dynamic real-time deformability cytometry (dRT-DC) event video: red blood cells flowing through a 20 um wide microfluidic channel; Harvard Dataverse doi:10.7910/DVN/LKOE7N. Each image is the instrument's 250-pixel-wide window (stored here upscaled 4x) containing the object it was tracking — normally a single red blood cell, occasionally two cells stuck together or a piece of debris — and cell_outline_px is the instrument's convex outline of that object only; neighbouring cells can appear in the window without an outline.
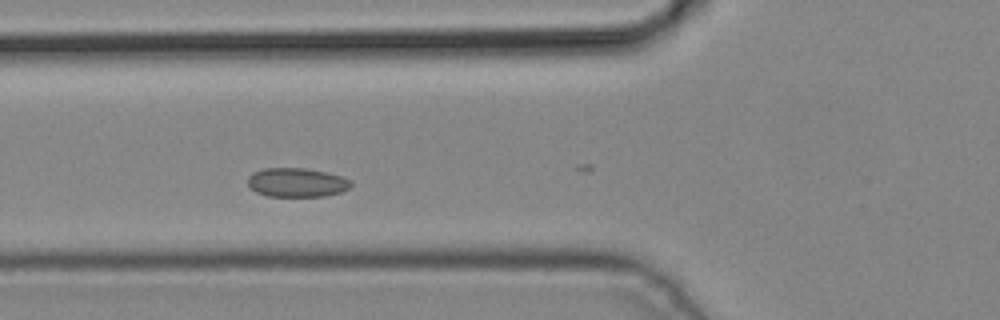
{"species": "common noctule bat (a hibernating species)", "species_latin": "Nyctalus noctula", "temperature_condition": "cold", "stored_images_in_passage": 3, "camera_frame_rate_fps": 3000, "um_per_image_px": 0.085, "animal": {"sex": "male", "body_mass_g": 19.2, "forearm_length_mm": 51.8}, "frame": {"image": 1, "passage_image": 3, "time_ms": 0.667, "image_size_px": [1000, 320], "cell_outline_px": [[352, 184], [348, 188], [340, 192], [324, 196], [268, 196], [256, 192], [248, 184], [248, 176], [252, 172], [264, 168], [304, 168], [328, 172], [340, 176], [348, 180]], "centroid_in_image_um": [25.19, 15.5], "position_along_channel_um": 100.6, "area_um2": 17.34}}